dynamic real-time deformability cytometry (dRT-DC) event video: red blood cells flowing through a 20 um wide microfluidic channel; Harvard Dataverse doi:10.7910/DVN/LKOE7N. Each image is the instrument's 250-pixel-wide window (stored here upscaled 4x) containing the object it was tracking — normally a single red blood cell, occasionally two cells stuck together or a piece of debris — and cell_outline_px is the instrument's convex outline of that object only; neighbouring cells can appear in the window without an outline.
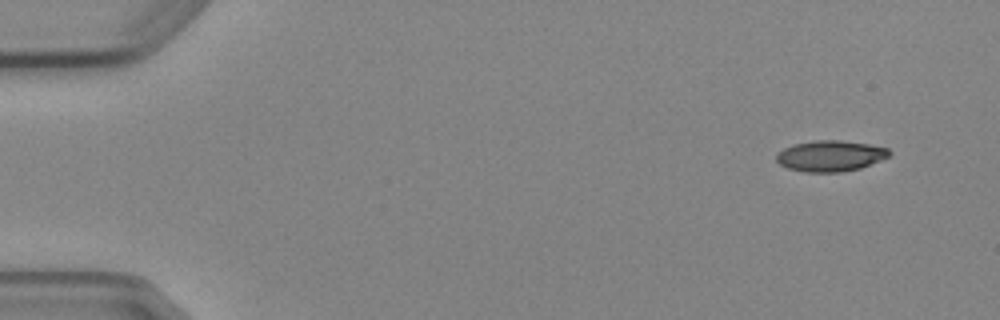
{"species": "Egyptian fruit bat (a non-hibernating species)", "species_latin": "Rousettus aegyptiacus", "temperature_condition": "cold", "stored_images_in_passage": 6, "camera_frame_rate_fps": 3000, "um_per_image_px": 0.085, "animal": {"sex": "female"}, "frame": {"image": 1, "passage_image": 1, "time_ms": 0.0, "image_size_px": [1000, 320], "cell_outline_px": [[892, 152], [888, 156], [880, 160], [860, 168], [840, 172], [804, 172], [788, 168], [780, 164], [776, 160], [776, 152], [792, 144], [816, 140], [840, 140], [868, 144], [888, 148]], "centroid_in_image_um": [70.55, 13.25], "position_along_channel_um": 14.5, "area_um2": 20.35}}
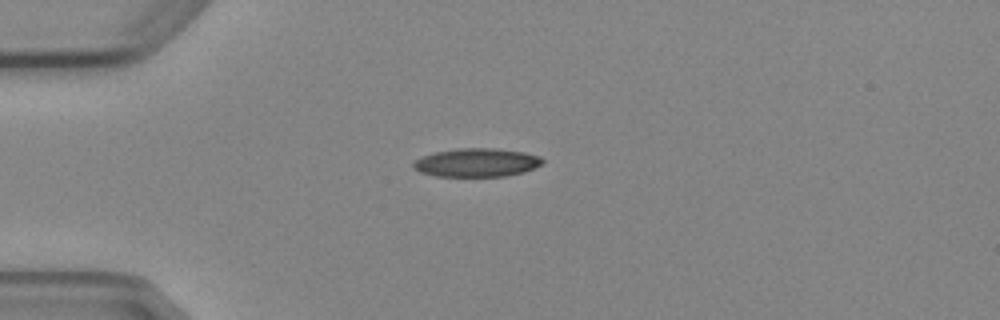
{"frame": {"image": 2, "passage_image": 4, "time_ms": 3.333, "image_size_px": [1000, 320], "cell_outline_px": [[544, 160], [540, 164], [524, 172], [504, 176], [436, 176], [420, 172], [412, 168], [412, 164], [416, 160], [424, 156], [436, 152], [460, 148], [496, 148], [524, 152], [540, 156]], "centroid_in_image_um": [40.51, 13.81], "position_along_channel_um": 44.5, "area_um2": 21.27}}
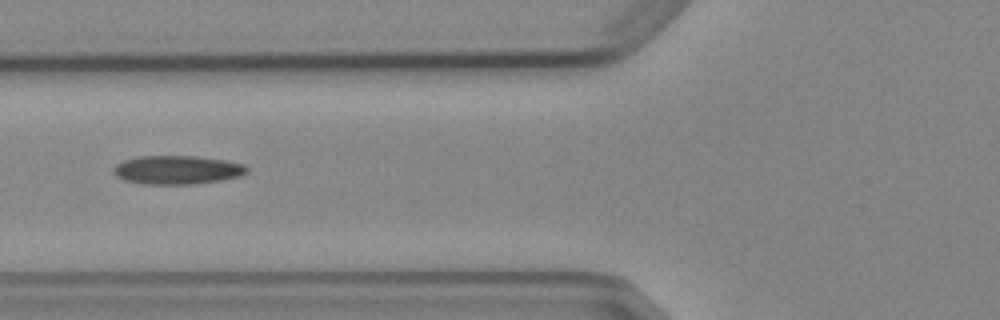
{"frame": {"image": 3, "passage_image": 6, "time_ms": 5.667, "image_size_px": [1000, 320], "cell_outline_px": [[248, 172], [240, 176], [220, 180], [196, 184], [144, 184], [124, 180], [116, 176], [112, 172], [112, 168], [116, 164], [124, 160], [140, 156], [196, 156], [224, 160], [244, 164], [248, 168]], "centroid_in_image_um": [15.04, 14.44], "position_along_channel_um": 110.8, "area_um2": 22.37}}